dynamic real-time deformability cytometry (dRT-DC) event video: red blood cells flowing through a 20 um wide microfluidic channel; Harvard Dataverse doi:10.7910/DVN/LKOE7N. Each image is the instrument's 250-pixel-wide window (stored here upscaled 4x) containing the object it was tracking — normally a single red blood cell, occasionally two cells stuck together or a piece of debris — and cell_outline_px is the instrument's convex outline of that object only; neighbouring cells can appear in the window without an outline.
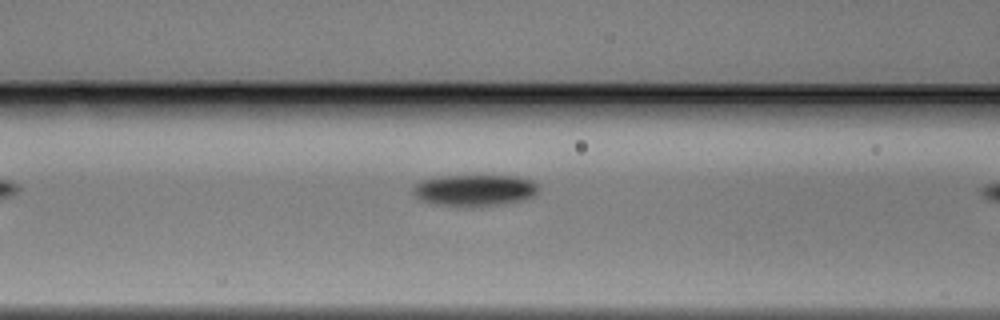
{"species": "Egyptian fruit bat (a non-hibernating species)", "species_latin": "Rousettus aegyptiacus", "temperature_condition": "warm", "stored_images_in_passage": 6, "camera_frame_rate_fps": 3000, "um_per_image_px": 0.085, "animal": {"sex": "male"}, "frame": {"image": 1, "passage_image": 5, "time_ms": 1.333, "image_size_px": [1000, 320], "cell_outline_px": [[540, 188], [536, 196], [524, 200], [504, 204], [480, 208], [460, 208], [436, 204], [424, 200], [416, 196], [412, 192], [412, 188], [416, 184], [424, 180], [444, 176], [516, 176], [532, 180], [540, 184]], "centroid_in_image_um": [40.44, 16.21], "position_along_channel_um": 126.2, "area_um2": 23.7}}